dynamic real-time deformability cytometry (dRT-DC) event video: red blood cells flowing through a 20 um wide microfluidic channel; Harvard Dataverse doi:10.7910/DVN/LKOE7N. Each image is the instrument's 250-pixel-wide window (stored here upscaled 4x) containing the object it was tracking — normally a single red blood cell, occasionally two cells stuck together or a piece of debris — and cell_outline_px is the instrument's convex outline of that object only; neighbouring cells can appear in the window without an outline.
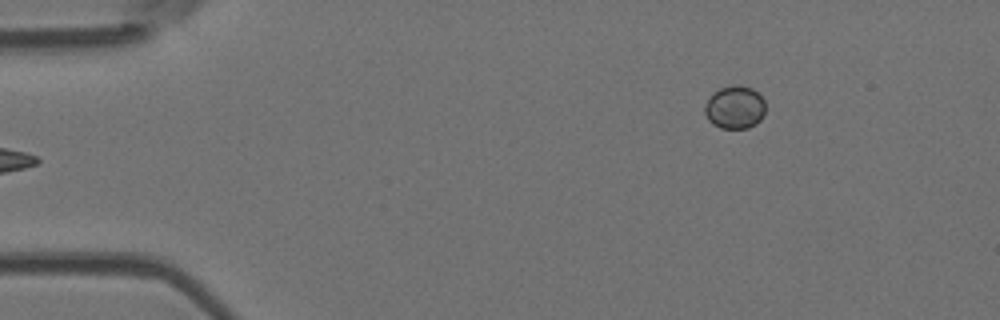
{"species": "Egyptian fruit bat (a non-hibernating species)", "species_latin": "Rousettus aegyptiacus", "temperature_condition": "room temperature", "stored_images_in_passage": 6, "camera_frame_rate_fps": 3000, "um_per_image_px": 0.085, "animal": {"sex": "female"}, "frame": {"image": 1, "passage_image": 6, "time_ms": 6.0, "image_size_px": [1000, 320], "cell_outline_px": [[764, 116], [756, 124], [748, 128], [720, 128], [712, 124], [708, 120], [704, 112], [704, 104], [708, 96], [720, 88], [732, 84], [740, 84], [752, 88], [764, 100]], "centroid_in_image_um": [62.43, 9.11], "position_along_channel_um": 22.6, "area_um2": 15.49}}